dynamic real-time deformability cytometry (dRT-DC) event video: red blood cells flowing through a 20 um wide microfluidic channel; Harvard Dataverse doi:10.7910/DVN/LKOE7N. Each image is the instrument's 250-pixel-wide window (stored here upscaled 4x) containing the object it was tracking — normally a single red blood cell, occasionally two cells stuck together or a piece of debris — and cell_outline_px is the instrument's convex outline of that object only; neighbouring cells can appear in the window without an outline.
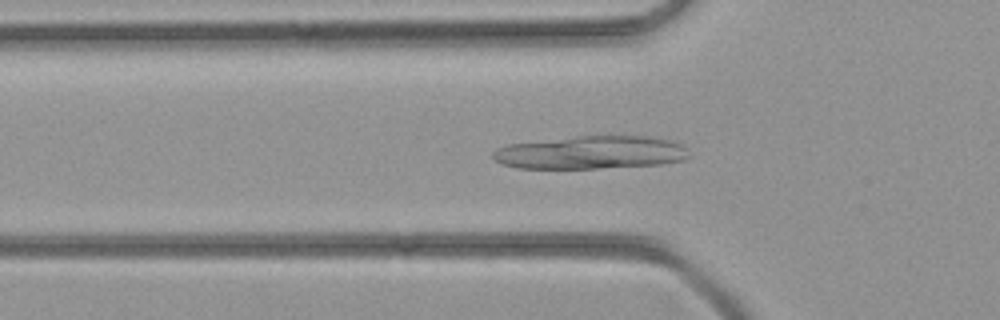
{"species": "common noctule bat (a hibernating species)", "species_latin": "Nyctalus noctula", "temperature_condition": "room temperature", "stored_images_in_passage": 44, "camera_frame_rate_fps": 3000, "um_per_image_px": 0.085, "animal": {"sex": "female", "body_mass_g": 21.9}, "frame": {"image": 1, "passage_image": 14, "time_ms": 4.333, "image_size_px": [1000, 320], "cell_outline_px": [[692, 156], [684, 160], [660, 164], [596, 168], [516, 168], [504, 164], [496, 160], [492, 156], [492, 152], [496, 148], [508, 144], [576, 136], [648, 136], [672, 140], [680, 144]], "centroid_in_image_um": [50.23, 12.96], "position_along_channel_um": 75.6, "area_um2": 37.74}}
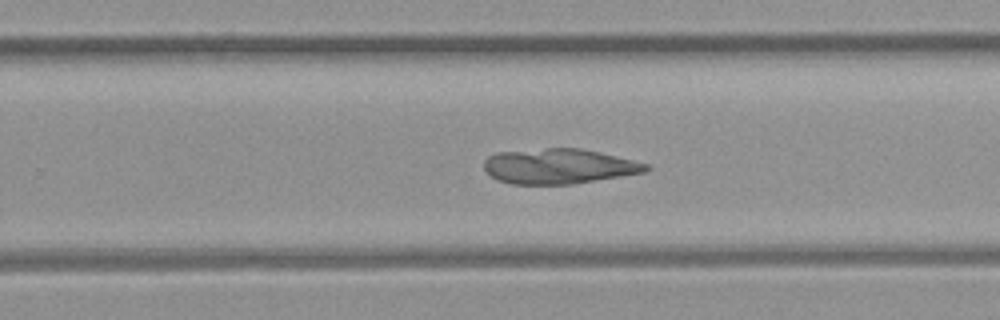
{"frame": {"image": 2, "passage_image": 27, "time_ms": 8.667, "image_size_px": [1000, 320], "cell_outline_px": [[652, 168], [644, 172], [572, 184], [512, 184], [496, 180], [484, 168], [484, 160], [488, 156], [496, 152], [548, 148], [580, 148], [600, 152], [648, 164]], "centroid_in_image_um": [47.47, 14.13], "position_along_channel_um": 282.3, "area_um2": 33.0}}
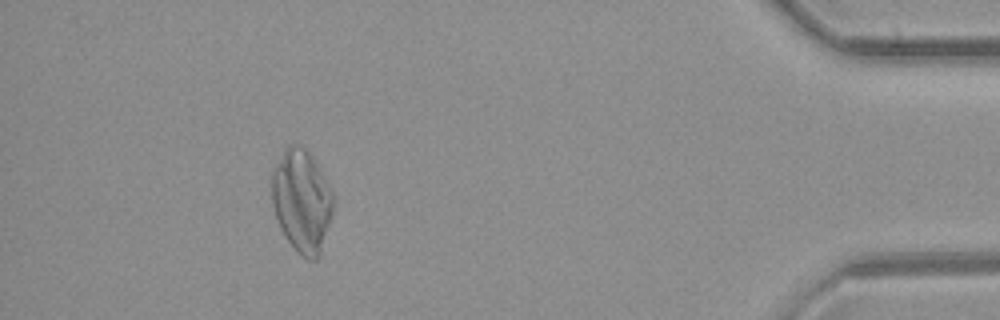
{"frame": {"image": 3, "passage_image": 39, "time_ms": 12.667, "image_size_px": [1000, 320], "cell_outline_px": [[332, 212], [320, 256], [316, 260], [308, 260], [300, 256], [296, 252], [280, 228], [272, 204], [272, 168], [288, 144], [300, 144], [316, 160], [332, 192]], "centroid_in_image_um": [25.63, 17.07], "position_along_channel_um": 409.6, "area_um2": 36.82}}